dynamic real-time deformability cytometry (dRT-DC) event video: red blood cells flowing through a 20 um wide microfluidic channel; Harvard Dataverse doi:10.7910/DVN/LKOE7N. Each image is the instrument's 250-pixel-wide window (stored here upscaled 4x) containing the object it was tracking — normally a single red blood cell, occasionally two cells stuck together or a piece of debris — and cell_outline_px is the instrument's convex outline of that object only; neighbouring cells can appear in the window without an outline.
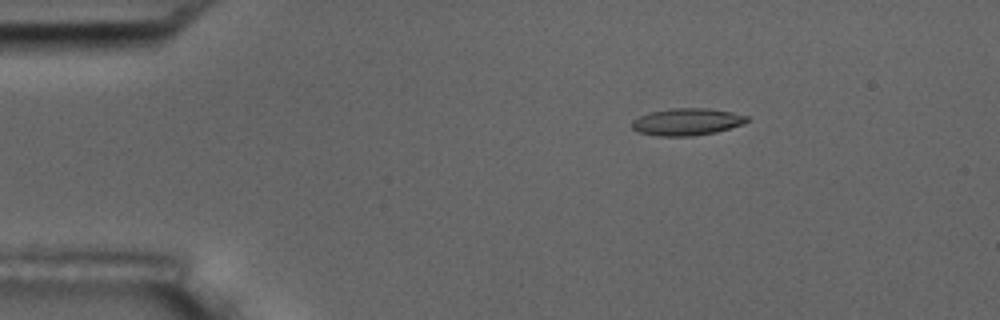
{"species": "common noctule bat (a hibernating species)", "species_latin": "Nyctalus noctula", "temperature_condition": "room temperature", "stored_images_in_passage": 5, "camera_frame_rate_fps": 3000, "um_per_image_px": 0.085, "animal": {"sex": "male", "body_mass_g": 17.5, "forearm_length_mm": 52.3}, "frame": {"image": 1, "passage_image": 3, "time_ms": 2.333, "image_size_px": [1000, 320], "cell_outline_px": [[748, 120], [744, 124], [716, 132], [692, 136], [656, 136], [640, 132], [632, 128], [632, 120], [640, 116], [652, 112], [672, 108], [708, 108], [732, 112], [748, 116]], "centroid_in_image_um": [58.41, 10.36], "position_along_channel_um": 26.6, "area_um2": 18.09}}